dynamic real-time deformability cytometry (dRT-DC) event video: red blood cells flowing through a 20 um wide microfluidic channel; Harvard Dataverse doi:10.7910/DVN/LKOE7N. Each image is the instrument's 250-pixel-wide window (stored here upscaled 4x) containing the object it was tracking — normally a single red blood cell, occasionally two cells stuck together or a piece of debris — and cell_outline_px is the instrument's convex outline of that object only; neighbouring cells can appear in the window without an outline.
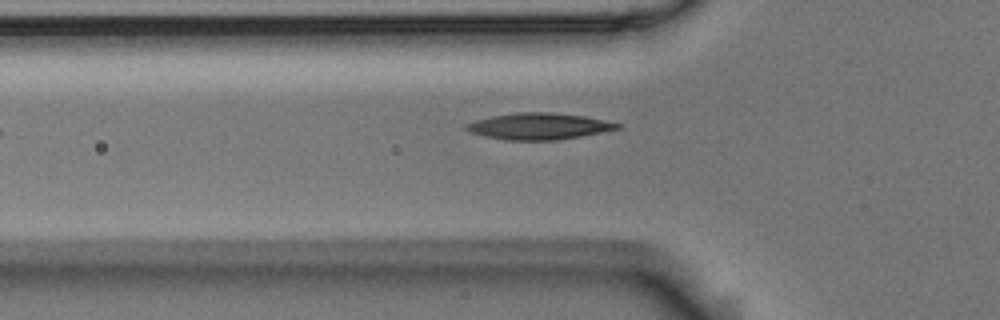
{"species": "Egyptian fruit bat (a non-hibernating species)", "species_latin": "Rousettus aegyptiacus", "temperature_condition": "room temperature", "stored_images_in_passage": 5, "camera_frame_rate_fps": 3000, "um_per_image_px": 0.085, "animal": {"sex": "male"}, "frame": {"image": 1, "passage_image": 5, "time_ms": 1.333, "image_size_px": [1000, 320], "cell_outline_px": [[624, 124], [620, 128], [580, 136], [556, 140], [504, 140], [484, 136], [468, 132], [464, 128], [464, 124], [476, 120], [516, 112], [548, 112], [584, 116]], "centroid_in_image_um": [45.78, 10.73], "position_along_channel_um": 80.0, "area_um2": 23.18}}